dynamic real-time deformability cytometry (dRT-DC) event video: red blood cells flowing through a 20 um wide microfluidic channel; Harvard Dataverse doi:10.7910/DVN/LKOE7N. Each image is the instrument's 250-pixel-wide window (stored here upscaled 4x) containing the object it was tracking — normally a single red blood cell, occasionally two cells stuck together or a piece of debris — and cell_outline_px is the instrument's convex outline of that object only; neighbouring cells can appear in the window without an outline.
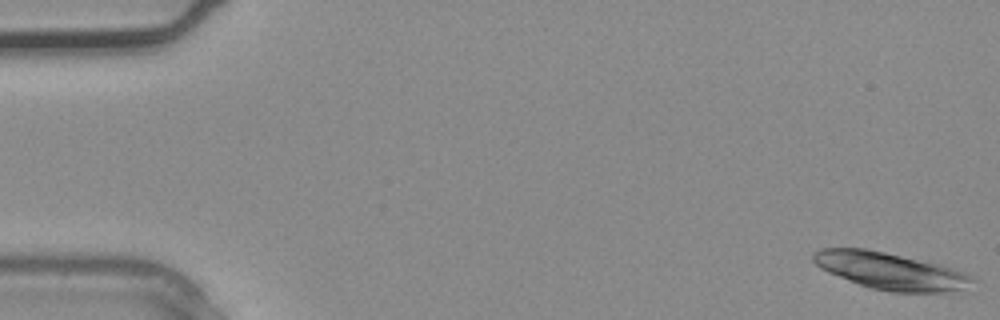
{"species": "common noctule bat (a hibernating species)", "species_latin": "Nyctalus noctula", "temperature_condition": "warm", "stored_images_in_passage": 3, "camera_frame_rate_fps": 3000, "um_per_image_px": 0.085, "animal": {"sex": "male", "body_mass_g": 20.4}, "frame": {"image": 1, "passage_image": 1, "time_ms": 0.0, "image_size_px": [1000, 320], "cell_outline_px": [[976, 280], [960, 288], [948, 292], [892, 292], [872, 288], [860, 284], [828, 272], [820, 268], [812, 260], [812, 256], [820, 248], [868, 248], [940, 264], [964, 272], [972, 276]], "centroid_in_image_um": [75.65, 23.01], "position_along_channel_um": 9.3, "area_um2": 33.87}}